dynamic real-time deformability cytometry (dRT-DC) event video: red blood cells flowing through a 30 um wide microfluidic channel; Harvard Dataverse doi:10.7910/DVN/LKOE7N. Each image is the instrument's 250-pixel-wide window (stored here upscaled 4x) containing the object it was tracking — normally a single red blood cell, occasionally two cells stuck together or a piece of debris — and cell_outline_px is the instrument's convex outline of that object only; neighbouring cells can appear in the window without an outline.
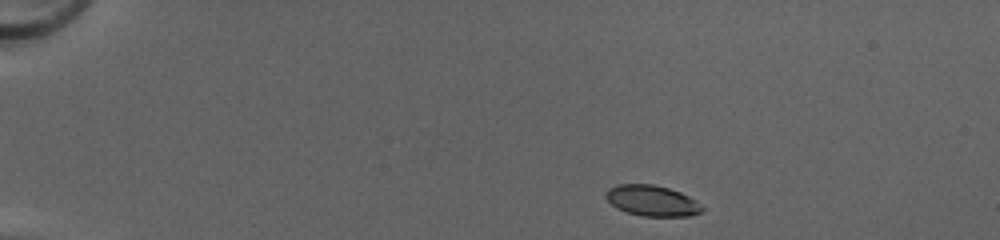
{"species": "common noctule bat (a hibernating species)", "species_latin": "Nyctalus noctula", "temperature_condition": "cold", "stored_images_in_passage": 42, "camera_frame_rate_fps": 3000, "um_per_image_px": 0.085, "animal": {"sex": "female", "body_mass_g": 20.0, "forearm_length_mm": 54.0}, "frame": {"image": 1, "passage_image": 1, "time_ms": 0.0, "image_size_px": [1000, 240], "cell_outline_px": [[704, 208], [700, 212], [692, 216], [644, 216], [628, 212], [616, 208], [604, 196], [604, 192], [608, 188], [616, 184], [652, 184], [668, 188], [680, 192], [696, 200]], "centroid_in_image_um": [55.4, 17.05], "position_along_channel_um": 29.6, "area_um2": 17.28}}
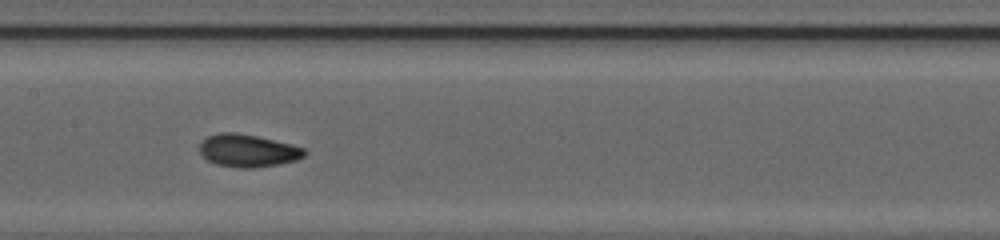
{"frame": {"image": 2, "passage_image": 19, "time_ms": 6.0, "image_size_px": [1000, 240], "cell_outline_px": [[308, 152], [304, 156], [296, 160], [280, 164], [252, 168], [236, 168], [216, 164], [208, 160], [200, 152], [200, 140], [216, 132], [236, 132], [256, 136], [292, 144], [304, 148]], "centroid_in_image_um": [21.06, 12.8], "position_along_channel_um": 186.3, "area_um2": 20.11}}
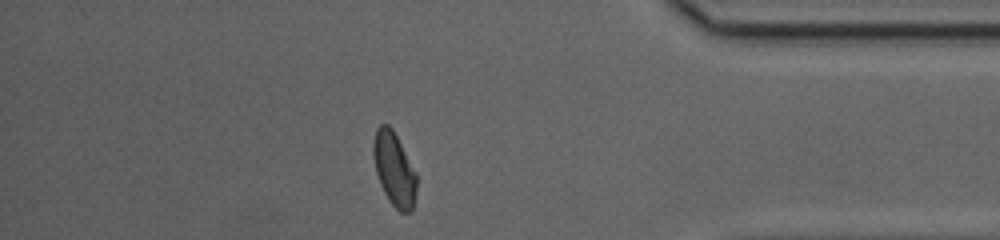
{"frame": {"image": 3, "passage_image": 36, "time_ms": 11.667, "image_size_px": [1000, 240], "cell_outline_px": [[416, 192], [412, 212], [400, 212], [388, 200], [380, 184], [376, 172], [372, 152], [372, 144], [376, 128], [380, 124], [388, 124], [392, 128], [416, 172]], "centroid_in_image_um": [33.49, 14.37], "position_along_channel_um": 401.7, "area_um2": 18.61}, "authors_computed_cell_mechanics": {"area_um2": 18.9006, "velocity_mm_per_s": 4.2356, "shape_relaxation_time_tau1_ms": 2.1299, "shape_relaxation_time_tau2_ms": 1.0889, "deformation_change_tau1": 0.1527, "deformation_change_tau2": 0.0649}}